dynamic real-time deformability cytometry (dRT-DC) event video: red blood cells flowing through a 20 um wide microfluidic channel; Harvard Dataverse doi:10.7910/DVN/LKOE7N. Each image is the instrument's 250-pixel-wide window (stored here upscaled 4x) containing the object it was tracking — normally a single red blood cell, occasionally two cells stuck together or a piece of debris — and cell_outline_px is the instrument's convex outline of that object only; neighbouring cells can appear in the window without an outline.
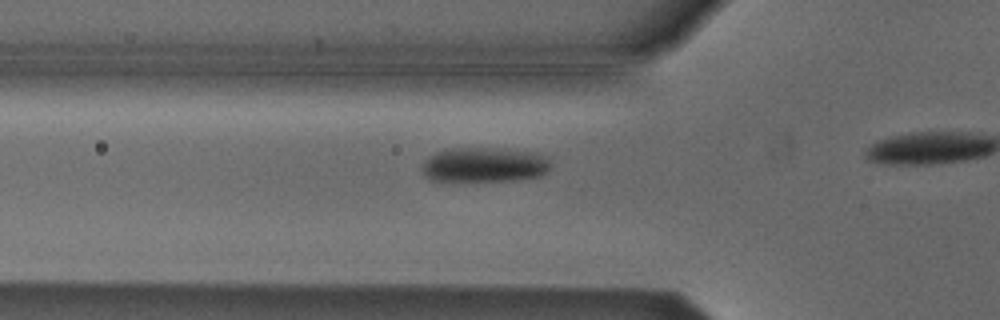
{"species": "Egyptian fruit bat (a non-hibernating species)", "species_latin": "Rousettus aegyptiacus", "temperature_condition": "cold", "stored_images_in_passage": 19, "camera_frame_rate_fps": 3000, "um_per_image_px": 0.085, "animal": {"sex": "male"}, "frame": {"image": 1, "passage_image": 14, "time_ms": 4.333, "image_size_px": [1000, 320], "cell_outline_px": [[552, 164], [548, 172], [540, 176], [516, 180], [432, 180], [424, 176], [420, 172], [420, 164], [428, 156], [436, 152], [452, 148], [504, 148], [532, 152], [548, 156]], "centroid_in_image_um": [41.17, 13.99], "position_along_channel_um": 84.6, "area_um2": 26.47}}